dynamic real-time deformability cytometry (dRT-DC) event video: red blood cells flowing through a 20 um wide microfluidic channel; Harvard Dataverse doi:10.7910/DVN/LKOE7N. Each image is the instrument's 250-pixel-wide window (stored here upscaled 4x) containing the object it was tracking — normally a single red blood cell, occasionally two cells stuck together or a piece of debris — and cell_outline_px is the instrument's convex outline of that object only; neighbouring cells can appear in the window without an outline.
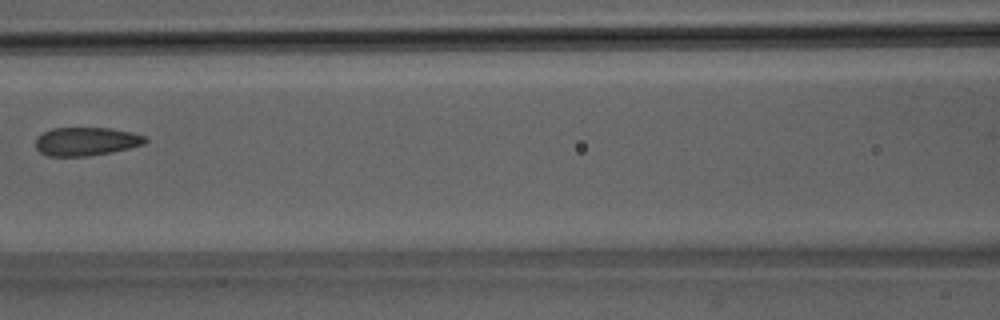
{"species": "Egyptian fruit bat (a non-hibernating species)", "species_latin": "Rousettus aegyptiacus", "temperature_condition": "room temperature", "stored_images_in_passage": 3, "camera_frame_rate_fps": 3000, "um_per_image_px": 0.085, "animal": {"sex": "male"}, "frame": {"image": 1, "passage_image": 3, "time_ms": 0.667, "image_size_px": [1000, 320], "cell_outline_px": [[148, 140], [144, 144], [112, 152], [88, 156], [48, 156], [40, 152], [36, 148], [36, 136], [52, 128], [112, 128], [132, 132], [144, 136]], "centroid_in_image_um": [7.31, 12.02], "position_along_channel_um": 159.3, "area_um2": 18.21}}